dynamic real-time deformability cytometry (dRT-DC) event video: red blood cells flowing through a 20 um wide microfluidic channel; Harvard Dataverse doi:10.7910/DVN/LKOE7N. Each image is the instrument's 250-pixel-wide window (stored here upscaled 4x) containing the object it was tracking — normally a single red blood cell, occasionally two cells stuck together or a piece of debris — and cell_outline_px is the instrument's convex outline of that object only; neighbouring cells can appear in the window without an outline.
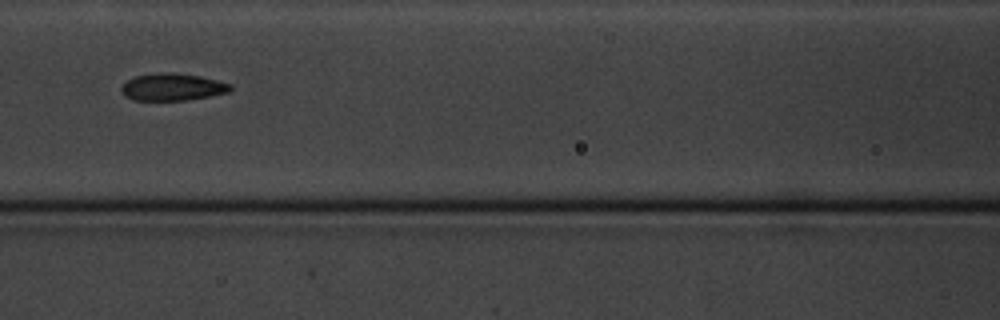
{"species": "common noctule bat (a hibernating species)", "species_latin": "Nyctalus noctula", "temperature_condition": "cold", "stored_images_in_passage": 15, "camera_frame_rate_fps": 3000, "um_per_image_px": 0.085, "animal": {"sex": "male", "body_mass_g": 20.1, "forearm_length_mm": 53.5}, "frame": {"image": 1, "passage_image": 7, "time_ms": 8.0, "image_size_px": [1000, 320], "cell_outline_px": [[232, 92], [188, 100], [132, 100], [124, 96], [120, 88], [132, 76], [156, 72], [172, 72], [200, 76], [232, 84]], "centroid_in_image_um": [14.66, 7.39], "position_along_channel_um": 151.9, "area_um2": 17.57}}
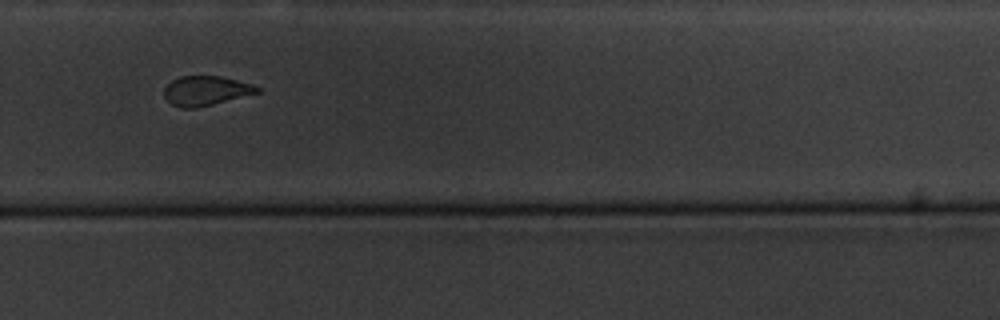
{"frame": {"image": 2, "passage_image": 11, "time_ms": 12.667, "image_size_px": [1000, 320], "cell_outline_px": [[260, 92], [196, 108], [180, 108], [172, 104], [164, 96], [164, 88], [172, 80], [180, 76], [220, 76], [252, 84], [260, 88]], "centroid_in_image_um": [17.48, 7.71], "position_along_channel_um": 312.3, "area_um2": 15.84}}
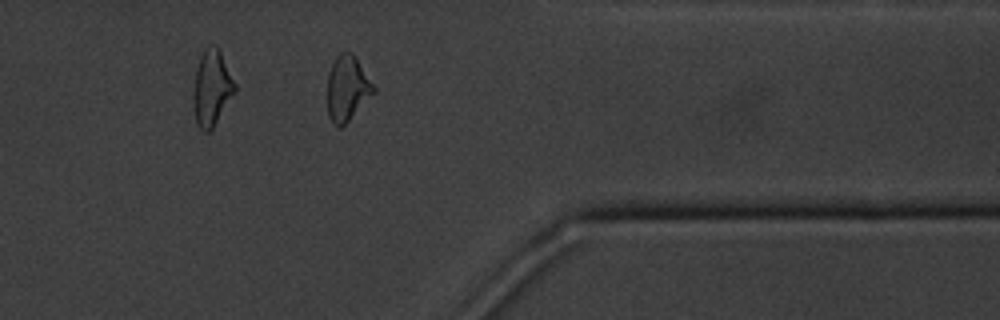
{"frame": {"image": 3, "passage_image": 13, "time_ms": 15.0, "image_size_px": [1000, 320], "cell_outline_px": [[376, 92], [340, 128], [336, 128], [332, 124], [328, 116], [328, 72], [336, 56], [340, 52], [352, 52], [356, 56], [376, 88]], "centroid_in_image_um": [29.52, 7.5], "position_along_channel_um": 381.9, "area_um2": 17.69}, "authors_computed_cell_mechanics": {"area_um2": 18.4382, "velocity_mm_per_s": 3.4447, "shape_relaxation_time_tau1_ms": 8.2167, "shape_relaxation_time_tau2_ms": 1.8455, "deformation_change_tau1": 0.158, "deformation_change_tau2": 0.0925}}